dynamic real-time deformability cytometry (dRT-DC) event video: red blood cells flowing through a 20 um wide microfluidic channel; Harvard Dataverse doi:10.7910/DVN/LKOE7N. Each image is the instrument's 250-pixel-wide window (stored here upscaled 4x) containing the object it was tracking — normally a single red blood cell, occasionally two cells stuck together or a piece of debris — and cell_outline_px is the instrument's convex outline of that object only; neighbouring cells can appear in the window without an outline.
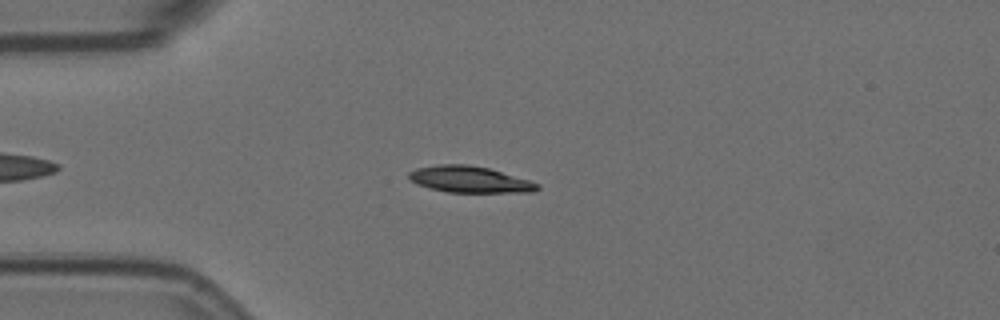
{"species": "Egyptian fruit bat (a non-hibernating species)", "species_latin": "Rousettus aegyptiacus", "temperature_condition": "room temperature", "stored_images_in_passage": 9, "camera_frame_rate_fps": 3000, "um_per_image_px": 0.085, "animal": {"sex": "female"}, "frame": {"image": 1, "passage_image": 3, "time_ms": 0.667, "image_size_px": [1000, 320], "cell_outline_px": [[540, 188], [536, 192], [448, 192], [428, 188], [416, 184], [408, 180], [408, 172], [416, 168], [440, 164], [468, 164], [488, 168], [528, 180], [540, 184]], "centroid_in_image_um": [39.88, 15.25], "position_along_channel_um": 45.1, "area_um2": 19.83}}
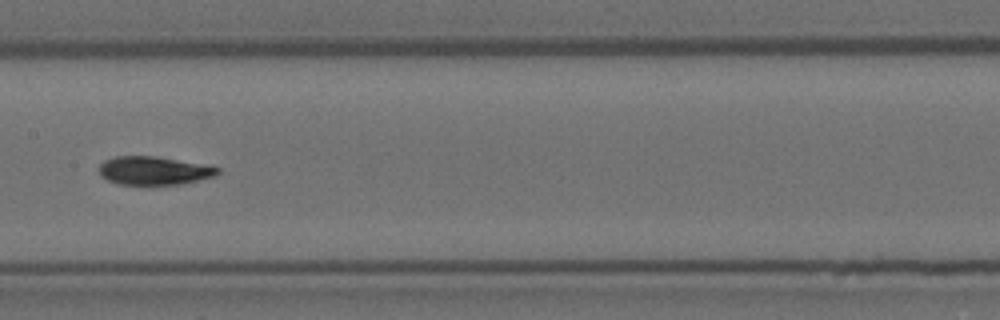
{"frame": {"image": 2, "passage_image": 7, "time_ms": 2.0, "image_size_px": [1000, 320], "cell_outline_px": [[220, 172], [216, 176], [180, 184], [120, 184], [108, 180], [100, 176], [100, 164], [104, 160], [116, 156], [156, 156], [220, 168]], "centroid_in_image_um": [13.06, 14.5], "position_along_channel_um": 194.3, "area_um2": 19.31}}
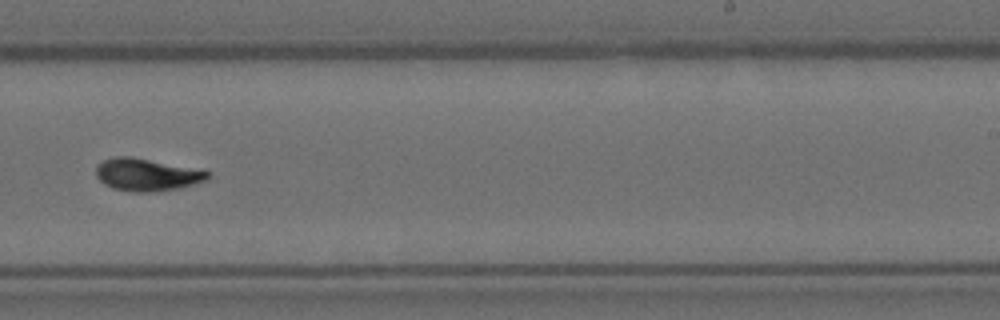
{"frame": {"image": 3, "passage_image": 9, "time_ms": 2.667, "image_size_px": [1000, 320], "cell_outline_px": [[208, 180], [180, 188], [156, 192], [132, 192], [112, 188], [104, 184], [96, 176], [96, 164], [112, 156], [132, 156], [208, 172]], "centroid_in_image_um": [12.4, 14.86], "position_along_channel_um": 276.6, "area_um2": 20.98}}